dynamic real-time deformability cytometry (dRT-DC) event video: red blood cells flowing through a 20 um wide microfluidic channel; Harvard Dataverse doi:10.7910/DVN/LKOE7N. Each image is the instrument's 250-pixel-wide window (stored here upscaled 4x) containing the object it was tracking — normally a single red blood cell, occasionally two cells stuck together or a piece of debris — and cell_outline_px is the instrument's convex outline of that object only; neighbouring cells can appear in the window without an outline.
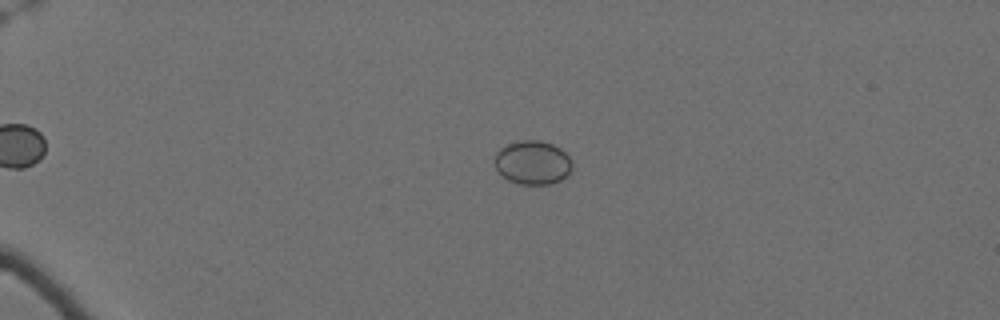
{"species": "Egyptian fruit bat (a non-hibernating species)", "species_latin": "Rousettus aegyptiacus", "temperature_condition": "cold", "stored_images_in_passage": 54, "camera_frame_rate_fps": 3000, "um_per_image_px": 0.085, "animal": {"sex": "female"}, "frame": {"image": 1, "passage_image": 9, "time_ms": 2.667, "image_size_px": [1000, 320], "cell_outline_px": [[572, 168], [568, 176], [560, 180], [548, 184], [520, 184], [508, 180], [496, 168], [492, 160], [496, 152], [500, 148], [508, 144], [520, 140], [540, 140], [552, 144], [560, 148], [568, 156], [572, 164]], "centroid_in_image_um": [45.26, 13.81], "position_along_channel_um": 39.7, "area_um2": 19.88}}
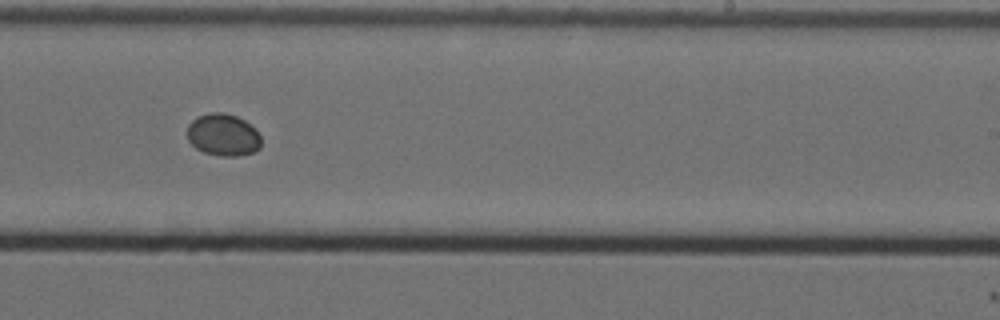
{"frame": {"image": 2, "passage_image": 34, "time_ms": 11.0, "image_size_px": [1000, 320], "cell_outline_px": [[260, 148], [252, 152], [240, 156], [220, 156], [204, 152], [196, 148], [188, 140], [188, 124], [192, 120], [200, 116], [212, 112], [224, 112], [236, 116], [244, 120], [260, 136]], "centroid_in_image_um": [18.95, 11.47], "position_along_channel_um": 270.1, "area_um2": 17.92}}
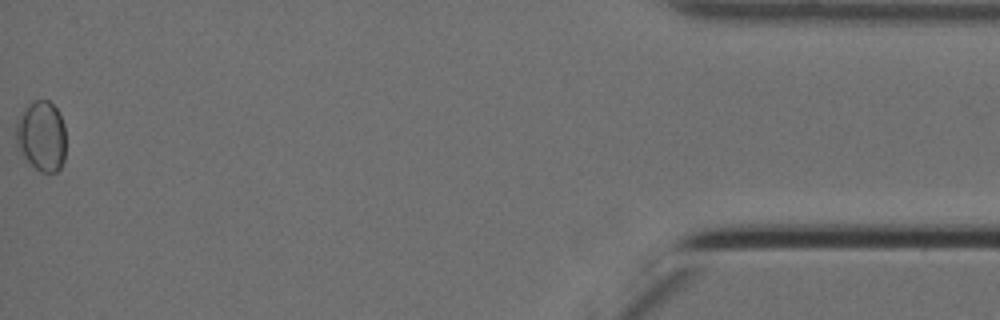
{"frame": {"image": 3, "passage_image": 54, "time_ms": 17.667, "image_size_px": [1000, 320], "cell_outline_px": [[64, 160], [60, 168], [56, 172], [40, 172], [20, 152], [16, 140], [16, 124], [24, 104], [32, 100], [48, 100], [56, 108], [64, 124]], "centroid_in_image_um": [3.51, 11.52], "position_along_channel_um": 431.7, "area_um2": 20.4}}